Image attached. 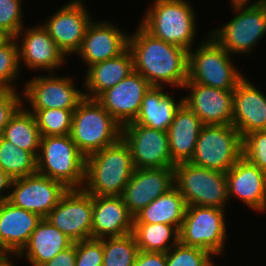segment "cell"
<instances>
[{
  "mask_svg": "<svg viewBox=\"0 0 266 266\" xmlns=\"http://www.w3.org/2000/svg\"><path fill=\"white\" fill-rule=\"evenodd\" d=\"M128 48L133 56L134 71L152 86L168 84L183 88L188 80V50L155 38L140 24L129 36Z\"/></svg>",
  "mask_w": 266,
  "mask_h": 266,
  "instance_id": "6da1fadb",
  "label": "cell"
},
{
  "mask_svg": "<svg viewBox=\"0 0 266 266\" xmlns=\"http://www.w3.org/2000/svg\"><path fill=\"white\" fill-rule=\"evenodd\" d=\"M134 170L129 145L121 137L86 157L82 189L96 196H121Z\"/></svg>",
  "mask_w": 266,
  "mask_h": 266,
  "instance_id": "7a4b0ae2",
  "label": "cell"
},
{
  "mask_svg": "<svg viewBox=\"0 0 266 266\" xmlns=\"http://www.w3.org/2000/svg\"><path fill=\"white\" fill-rule=\"evenodd\" d=\"M152 6L140 25L155 38L191 50L197 33L194 7L187 0H154Z\"/></svg>",
  "mask_w": 266,
  "mask_h": 266,
  "instance_id": "3957f363",
  "label": "cell"
},
{
  "mask_svg": "<svg viewBox=\"0 0 266 266\" xmlns=\"http://www.w3.org/2000/svg\"><path fill=\"white\" fill-rule=\"evenodd\" d=\"M230 0L234 15L209 35L228 53L250 54L266 34V0Z\"/></svg>",
  "mask_w": 266,
  "mask_h": 266,
  "instance_id": "277c9868",
  "label": "cell"
},
{
  "mask_svg": "<svg viewBox=\"0 0 266 266\" xmlns=\"http://www.w3.org/2000/svg\"><path fill=\"white\" fill-rule=\"evenodd\" d=\"M69 135L88 157L117 142L122 137V126L96 99L84 98L73 112Z\"/></svg>",
  "mask_w": 266,
  "mask_h": 266,
  "instance_id": "5b68a950",
  "label": "cell"
},
{
  "mask_svg": "<svg viewBox=\"0 0 266 266\" xmlns=\"http://www.w3.org/2000/svg\"><path fill=\"white\" fill-rule=\"evenodd\" d=\"M37 173L63 183L68 189H82L86 157L70 135L41 137Z\"/></svg>",
  "mask_w": 266,
  "mask_h": 266,
  "instance_id": "8992f818",
  "label": "cell"
},
{
  "mask_svg": "<svg viewBox=\"0 0 266 266\" xmlns=\"http://www.w3.org/2000/svg\"><path fill=\"white\" fill-rule=\"evenodd\" d=\"M206 38L196 50H189L186 82L233 91L245 76L235 68L230 53L210 35Z\"/></svg>",
  "mask_w": 266,
  "mask_h": 266,
  "instance_id": "52a82bcc",
  "label": "cell"
},
{
  "mask_svg": "<svg viewBox=\"0 0 266 266\" xmlns=\"http://www.w3.org/2000/svg\"><path fill=\"white\" fill-rule=\"evenodd\" d=\"M174 186L187 206H209L226 209L229 200L224 172L199 167L190 162L174 166Z\"/></svg>",
  "mask_w": 266,
  "mask_h": 266,
  "instance_id": "ba28073f",
  "label": "cell"
},
{
  "mask_svg": "<svg viewBox=\"0 0 266 266\" xmlns=\"http://www.w3.org/2000/svg\"><path fill=\"white\" fill-rule=\"evenodd\" d=\"M242 137L232 125H203L191 164L226 173L242 157Z\"/></svg>",
  "mask_w": 266,
  "mask_h": 266,
  "instance_id": "9c48e42d",
  "label": "cell"
},
{
  "mask_svg": "<svg viewBox=\"0 0 266 266\" xmlns=\"http://www.w3.org/2000/svg\"><path fill=\"white\" fill-rule=\"evenodd\" d=\"M225 209L187 206L179 228V243L202 248L214 256L221 255L227 238Z\"/></svg>",
  "mask_w": 266,
  "mask_h": 266,
  "instance_id": "30bf717a",
  "label": "cell"
},
{
  "mask_svg": "<svg viewBox=\"0 0 266 266\" xmlns=\"http://www.w3.org/2000/svg\"><path fill=\"white\" fill-rule=\"evenodd\" d=\"M93 195L68 189L45 217L74 243L92 238Z\"/></svg>",
  "mask_w": 266,
  "mask_h": 266,
  "instance_id": "8fae6325",
  "label": "cell"
},
{
  "mask_svg": "<svg viewBox=\"0 0 266 266\" xmlns=\"http://www.w3.org/2000/svg\"><path fill=\"white\" fill-rule=\"evenodd\" d=\"M122 138L129 145L135 169L175 166L166 131L130 122L122 127Z\"/></svg>",
  "mask_w": 266,
  "mask_h": 266,
  "instance_id": "7c38bea8",
  "label": "cell"
},
{
  "mask_svg": "<svg viewBox=\"0 0 266 266\" xmlns=\"http://www.w3.org/2000/svg\"><path fill=\"white\" fill-rule=\"evenodd\" d=\"M54 73L41 75L27 81L23 97L29 102L30 109H68L75 110L85 98L84 91L74 86V80L68 76H56ZM54 74V75H53Z\"/></svg>",
  "mask_w": 266,
  "mask_h": 266,
  "instance_id": "4fadbf2b",
  "label": "cell"
},
{
  "mask_svg": "<svg viewBox=\"0 0 266 266\" xmlns=\"http://www.w3.org/2000/svg\"><path fill=\"white\" fill-rule=\"evenodd\" d=\"M8 201L14 206L45 218L68 188L61 182L35 173L13 179Z\"/></svg>",
  "mask_w": 266,
  "mask_h": 266,
  "instance_id": "5bb4252c",
  "label": "cell"
},
{
  "mask_svg": "<svg viewBox=\"0 0 266 266\" xmlns=\"http://www.w3.org/2000/svg\"><path fill=\"white\" fill-rule=\"evenodd\" d=\"M83 0H71L42 24L65 56L76 54L93 20Z\"/></svg>",
  "mask_w": 266,
  "mask_h": 266,
  "instance_id": "9a60e30c",
  "label": "cell"
},
{
  "mask_svg": "<svg viewBox=\"0 0 266 266\" xmlns=\"http://www.w3.org/2000/svg\"><path fill=\"white\" fill-rule=\"evenodd\" d=\"M151 84L136 71L100 94L96 100L123 127L133 122Z\"/></svg>",
  "mask_w": 266,
  "mask_h": 266,
  "instance_id": "2e32d148",
  "label": "cell"
},
{
  "mask_svg": "<svg viewBox=\"0 0 266 266\" xmlns=\"http://www.w3.org/2000/svg\"><path fill=\"white\" fill-rule=\"evenodd\" d=\"M20 37L22 38L21 43H19ZM14 38L18 41L20 66L24 62L28 69H43L53 73L54 69H59L67 60V57L41 24L31 28L27 27L25 30L22 28Z\"/></svg>",
  "mask_w": 266,
  "mask_h": 266,
  "instance_id": "e0dca14e",
  "label": "cell"
},
{
  "mask_svg": "<svg viewBox=\"0 0 266 266\" xmlns=\"http://www.w3.org/2000/svg\"><path fill=\"white\" fill-rule=\"evenodd\" d=\"M174 187V167L135 169L121 195L135 216Z\"/></svg>",
  "mask_w": 266,
  "mask_h": 266,
  "instance_id": "ac0fdd59",
  "label": "cell"
},
{
  "mask_svg": "<svg viewBox=\"0 0 266 266\" xmlns=\"http://www.w3.org/2000/svg\"><path fill=\"white\" fill-rule=\"evenodd\" d=\"M183 88L191 91L183 98V103L200 118L203 125L232 124L233 91L195 82H186Z\"/></svg>",
  "mask_w": 266,
  "mask_h": 266,
  "instance_id": "d6986e66",
  "label": "cell"
},
{
  "mask_svg": "<svg viewBox=\"0 0 266 266\" xmlns=\"http://www.w3.org/2000/svg\"><path fill=\"white\" fill-rule=\"evenodd\" d=\"M126 34L111 22L92 20L77 54L87 67L114 58L128 48Z\"/></svg>",
  "mask_w": 266,
  "mask_h": 266,
  "instance_id": "ffe728a7",
  "label": "cell"
},
{
  "mask_svg": "<svg viewBox=\"0 0 266 266\" xmlns=\"http://www.w3.org/2000/svg\"><path fill=\"white\" fill-rule=\"evenodd\" d=\"M225 174L229 199L233 196L255 212L265 213V172L242 156Z\"/></svg>",
  "mask_w": 266,
  "mask_h": 266,
  "instance_id": "44dd1931",
  "label": "cell"
},
{
  "mask_svg": "<svg viewBox=\"0 0 266 266\" xmlns=\"http://www.w3.org/2000/svg\"><path fill=\"white\" fill-rule=\"evenodd\" d=\"M232 125L241 137L266 130V95L260 92L246 77L233 90Z\"/></svg>",
  "mask_w": 266,
  "mask_h": 266,
  "instance_id": "7402d4cb",
  "label": "cell"
},
{
  "mask_svg": "<svg viewBox=\"0 0 266 266\" xmlns=\"http://www.w3.org/2000/svg\"><path fill=\"white\" fill-rule=\"evenodd\" d=\"M133 225L122 196L93 195L92 238L124 236L133 232Z\"/></svg>",
  "mask_w": 266,
  "mask_h": 266,
  "instance_id": "603a6c76",
  "label": "cell"
},
{
  "mask_svg": "<svg viewBox=\"0 0 266 266\" xmlns=\"http://www.w3.org/2000/svg\"><path fill=\"white\" fill-rule=\"evenodd\" d=\"M41 220L39 214L14 206L8 200L0 203V250L17 255Z\"/></svg>",
  "mask_w": 266,
  "mask_h": 266,
  "instance_id": "cb8c5ba5",
  "label": "cell"
},
{
  "mask_svg": "<svg viewBox=\"0 0 266 266\" xmlns=\"http://www.w3.org/2000/svg\"><path fill=\"white\" fill-rule=\"evenodd\" d=\"M202 126L200 118L182 103L167 130L170 155L176 164L191 160Z\"/></svg>",
  "mask_w": 266,
  "mask_h": 266,
  "instance_id": "d4e9b609",
  "label": "cell"
},
{
  "mask_svg": "<svg viewBox=\"0 0 266 266\" xmlns=\"http://www.w3.org/2000/svg\"><path fill=\"white\" fill-rule=\"evenodd\" d=\"M134 71L133 56L129 48L120 55L87 67L84 97L96 99ZM89 92V93H88Z\"/></svg>",
  "mask_w": 266,
  "mask_h": 266,
  "instance_id": "484cf974",
  "label": "cell"
},
{
  "mask_svg": "<svg viewBox=\"0 0 266 266\" xmlns=\"http://www.w3.org/2000/svg\"><path fill=\"white\" fill-rule=\"evenodd\" d=\"M74 242L46 218L38 223L27 244L14 257L26 256L32 266H41Z\"/></svg>",
  "mask_w": 266,
  "mask_h": 266,
  "instance_id": "4316f807",
  "label": "cell"
},
{
  "mask_svg": "<svg viewBox=\"0 0 266 266\" xmlns=\"http://www.w3.org/2000/svg\"><path fill=\"white\" fill-rule=\"evenodd\" d=\"M182 103L183 97L175 101L171 94L164 92L162 86H151L144 95L139 113L133 122L167 132Z\"/></svg>",
  "mask_w": 266,
  "mask_h": 266,
  "instance_id": "83f0119b",
  "label": "cell"
},
{
  "mask_svg": "<svg viewBox=\"0 0 266 266\" xmlns=\"http://www.w3.org/2000/svg\"><path fill=\"white\" fill-rule=\"evenodd\" d=\"M186 209L184 197L174 186L138 212L134 216V223H163L176 226L179 229Z\"/></svg>",
  "mask_w": 266,
  "mask_h": 266,
  "instance_id": "f1b7e54d",
  "label": "cell"
},
{
  "mask_svg": "<svg viewBox=\"0 0 266 266\" xmlns=\"http://www.w3.org/2000/svg\"><path fill=\"white\" fill-rule=\"evenodd\" d=\"M1 136L37 158L42 136L34 114L26 110L24 105L4 127Z\"/></svg>",
  "mask_w": 266,
  "mask_h": 266,
  "instance_id": "f546056e",
  "label": "cell"
},
{
  "mask_svg": "<svg viewBox=\"0 0 266 266\" xmlns=\"http://www.w3.org/2000/svg\"><path fill=\"white\" fill-rule=\"evenodd\" d=\"M132 233L140 251L166 253L179 243V229L169 224L134 223Z\"/></svg>",
  "mask_w": 266,
  "mask_h": 266,
  "instance_id": "4dcf8cb0",
  "label": "cell"
},
{
  "mask_svg": "<svg viewBox=\"0 0 266 266\" xmlns=\"http://www.w3.org/2000/svg\"><path fill=\"white\" fill-rule=\"evenodd\" d=\"M0 166L12 178L37 173L36 157L0 136Z\"/></svg>",
  "mask_w": 266,
  "mask_h": 266,
  "instance_id": "1f68e13d",
  "label": "cell"
},
{
  "mask_svg": "<svg viewBox=\"0 0 266 266\" xmlns=\"http://www.w3.org/2000/svg\"><path fill=\"white\" fill-rule=\"evenodd\" d=\"M139 252L133 233L103 238L102 266H133Z\"/></svg>",
  "mask_w": 266,
  "mask_h": 266,
  "instance_id": "d6a6232c",
  "label": "cell"
},
{
  "mask_svg": "<svg viewBox=\"0 0 266 266\" xmlns=\"http://www.w3.org/2000/svg\"><path fill=\"white\" fill-rule=\"evenodd\" d=\"M33 113L42 137L69 135L74 110L68 109H28Z\"/></svg>",
  "mask_w": 266,
  "mask_h": 266,
  "instance_id": "836d02e7",
  "label": "cell"
},
{
  "mask_svg": "<svg viewBox=\"0 0 266 266\" xmlns=\"http://www.w3.org/2000/svg\"><path fill=\"white\" fill-rule=\"evenodd\" d=\"M20 68L17 41L10 37L0 45V90H18L13 81L20 75Z\"/></svg>",
  "mask_w": 266,
  "mask_h": 266,
  "instance_id": "e575fe53",
  "label": "cell"
},
{
  "mask_svg": "<svg viewBox=\"0 0 266 266\" xmlns=\"http://www.w3.org/2000/svg\"><path fill=\"white\" fill-rule=\"evenodd\" d=\"M213 255L208 251L181 243L166 252V266H212Z\"/></svg>",
  "mask_w": 266,
  "mask_h": 266,
  "instance_id": "d590c367",
  "label": "cell"
},
{
  "mask_svg": "<svg viewBox=\"0 0 266 266\" xmlns=\"http://www.w3.org/2000/svg\"><path fill=\"white\" fill-rule=\"evenodd\" d=\"M242 150L243 157L266 173V130L245 135Z\"/></svg>",
  "mask_w": 266,
  "mask_h": 266,
  "instance_id": "8d00e7d4",
  "label": "cell"
},
{
  "mask_svg": "<svg viewBox=\"0 0 266 266\" xmlns=\"http://www.w3.org/2000/svg\"><path fill=\"white\" fill-rule=\"evenodd\" d=\"M22 0H0V28L10 37L24 28Z\"/></svg>",
  "mask_w": 266,
  "mask_h": 266,
  "instance_id": "74e56055",
  "label": "cell"
},
{
  "mask_svg": "<svg viewBox=\"0 0 266 266\" xmlns=\"http://www.w3.org/2000/svg\"><path fill=\"white\" fill-rule=\"evenodd\" d=\"M103 238H90L76 242L75 266H102Z\"/></svg>",
  "mask_w": 266,
  "mask_h": 266,
  "instance_id": "f35d334b",
  "label": "cell"
},
{
  "mask_svg": "<svg viewBox=\"0 0 266 266\" xmlns=\"http://www.w3.org/2000/svg\"><path fill=\"white\" fill-rule=\"evenodd\" d=\"M17 92L18 90H0V132L24 103L22 94Z\"/></svg>",
  "mask_w": 266,
  "mask_h": 266,
  "instance_id": "ab89813d",
  "label": "cell"
},
{
  "mask_svg": "<svg viewBox=\"0 0 266 266\" xmlns=\"http://www.w3.org/2000/svg\"><path fill=\"white\" fill-rule=\"evenodd\" d=\"M133 266H166V253L139 250Z\"/></svg>",
  "mask_w": 266,
  "mask_h": 266,
  "instance_id": "60d3db41",
  "label": "cell"
},
{
  "mask_svg": "<svg viewBox=\"0 0 266 266\" xmlns=\"http://www.w3.org/2000/svg\"><path fill=\"white\" fill-rule=\"evenodd\" d=\"M76 242L53 257L41 266H75Z\"/></svg>",
  "mask_w": 266,
  "mask_h": 266,
  "instance_id": "b9f144b4",
  "label": "cell"
},
{
  "mask_svg": "<svg viewBox=\"0 0 266 266\" xmlns=\"http://www.w3.org/2000/svg\"><path fill=\"white\" fill-rule=\"evenodd\" d=\"M12 181L13 179L0 166V203L9 199L10 193L6 190L11 189ZM4 192H7V194Z\"/></svg>",
  "mask_w": 266,
  "mask_h": 266,
  "instance_id": "7bdbcfd3",
  "label": "cell"
},
{
  "mask_svg": "<svg viewBox=\"0 0 266 266\" xmlns=\"http://www.w3.org/2000/svg\"><path fill=\"white\" fill-rule=\"evenodd\" d=\"M9 256L13 257L14 255H8L5 253H2L0 255V266H15V264H13V262H10L11 258H9Z\"/></svg>",
  "mask_w": 266,
  "mask_h": 266,
  "instance_id": "ee69618b",
  "label": "cell"
},
{
  "mask_svg": "<svg viewBox=\"0 0 266 266\" xmlns=\"http://www.w3.org/2000/svg\"><path fill=\"white\" fill-rule=\"evenodd\" d=\"M10 36L0 28V45L6 42Z\"/></svg>",
  "mask_w": 266,
  "mask_h": 266,
  "instance_id": "f6af8a7d",
  "label": "cell"
}]
</instances>
